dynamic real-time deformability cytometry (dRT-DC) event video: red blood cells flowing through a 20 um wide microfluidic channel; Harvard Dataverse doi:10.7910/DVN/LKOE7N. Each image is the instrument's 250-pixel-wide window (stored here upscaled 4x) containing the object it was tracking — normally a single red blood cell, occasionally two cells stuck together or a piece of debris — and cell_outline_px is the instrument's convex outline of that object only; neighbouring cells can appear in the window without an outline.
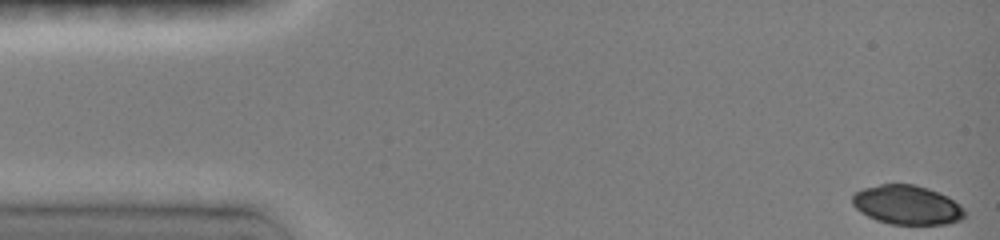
{"species": "common noctule bat (a hibernating species)", "species_latin": "Nyctalus noctula", "temperature_condition": "room temperature", "stored_images_in_passage": 14, "camera_frame_rate_fps": 3000, "um_per_image_px": 0.085, "animal": {"sex": "female", "body_mass_g": 19.0, "forearm_length_mm": 51.5}, "frame": {"image": 1, "passage_image": 1, "time_ms": 0.0, "image_size_px": [1000, 240], "cell_outline_px": [[964, 216], [960, 220], [948, 224], [888, 224], [876, 220], [860, 212], [852, 204], [852, 196], [856, 192], [864, 188], [880, 184], [916, 184], [928, 188], [948, 196], [960, 204], [964, 208]], "centroid_in_image_um": [77.1, 17.42], "position_along_channel_um": 7.9, "area_um2": 25.78}}
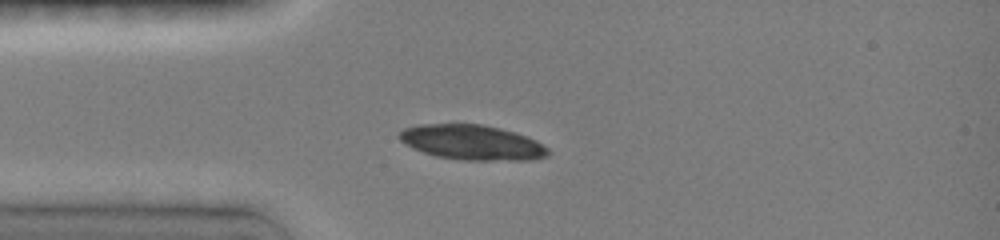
{"frame": {"image": 2, "passage_image": 9, "time_ms": 3.667, "image_size_px": [1000, 240], "cell_outline_px": [[552, 152], [548, 156], [532, 160], [464, 160], [436, 156], [412, 148], [404, 144], [396, 136], [404, 128], [416, 124], [480, 124], [500, 128], [536, 140], [548, 148]], "centroid_in_image_um": [40.11, 12.11], "position_along_channel_um": 44.9, "area_um2": 30.4}}